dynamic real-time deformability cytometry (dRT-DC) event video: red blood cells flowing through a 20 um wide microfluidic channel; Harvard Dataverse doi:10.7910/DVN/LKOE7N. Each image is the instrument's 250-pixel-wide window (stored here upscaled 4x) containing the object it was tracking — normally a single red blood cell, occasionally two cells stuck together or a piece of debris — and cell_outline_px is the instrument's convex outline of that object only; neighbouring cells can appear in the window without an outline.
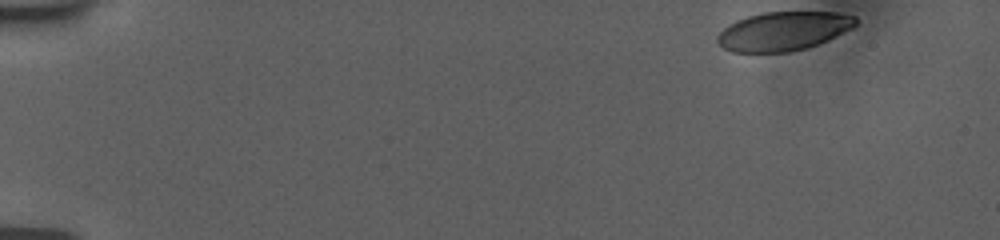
{"species": "human", "species_latin": "Homo sapiens", "temperature_condition": "room temperature", "stored_images_in_passage": 67, "camera_frame_rate_fps": 3000, "um_per_image_px": 0.085, "donor": {"sex": "female"}, "frame": {"image": 1, "passage_image": 1, "time_ms": 0.0, "image_size_px": [1000, 240], "cell_outline_px": [[856, 24], [852, 28], [828, 40], [804, 48], [788, 52], [732, 52], [724, 48], [716, 40], [716, 36], [728, 24], [736, 20], [748, 16], [764, 12], [836, 12], [856, 16]], "centroid_in_image_um": [66.57, 2.64], "position_along_channel_um": 18.4, "area_um2": 31.21}}
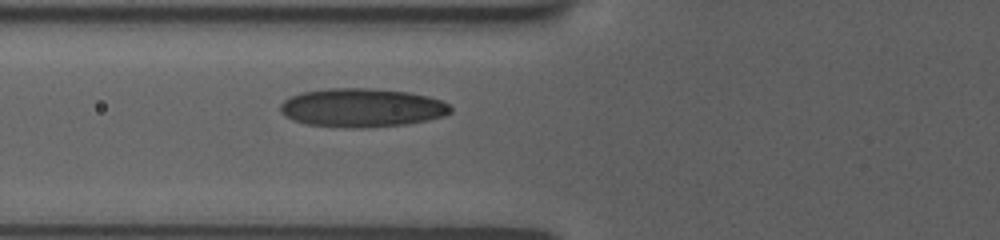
{"frame": {"image": 2, "passage_image": 46, "time_ms": 5.667, "image_size_px": [1000, 240], "cell_outline_px": [[452, 112], [444, 116], [404, 124], [360, 128], [304, 124], [292, 120], [284, 116], [280, 112], [280, 104], [284, 100], [300, 92], [324, 88], [372, 88], [408, 92], [428, 96], [444, 100], [452, 108]], "centroid_in_image_um": [30.74, 9.14], "position_along_channel_um": 95.1, "area_um2": 38.49}}
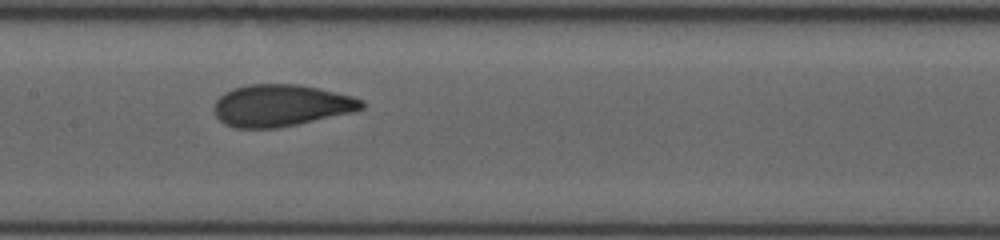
{"frame": {"image": 3, "passage_image": 66, "time_ms": 8.0, "image_size_px": [1000, 240], "cell_outline_px": [[364, 108], [352, 112], [296, 124], [276, 128], [236, 128], [224, 124], [216, 116], [212, 108], [216, 100], [224, 92], [232, 88], [248, 84], [300, 84], [320, 88], [352, 96], [364, 100]], "centroid_in_image_um": [23.86, 8.95], "position_along_channel_um": 183.5, "area_um2": 36.13}}